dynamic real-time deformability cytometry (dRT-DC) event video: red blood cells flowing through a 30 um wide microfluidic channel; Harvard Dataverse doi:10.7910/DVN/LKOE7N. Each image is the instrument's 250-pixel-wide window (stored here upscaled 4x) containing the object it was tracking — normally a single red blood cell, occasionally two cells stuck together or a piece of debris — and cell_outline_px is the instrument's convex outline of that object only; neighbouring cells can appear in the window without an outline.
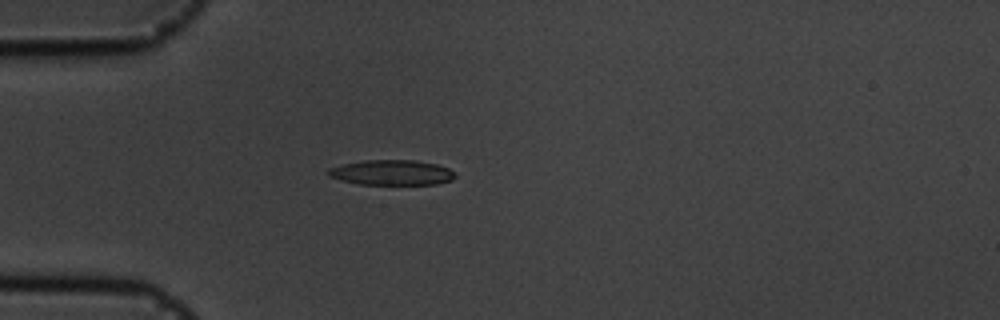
{"species": "common noctule bat (a hibernating species)", "species_latin": "Nyctalus noctula", "temperature_condition": "cold", "stored_images_in_passage": 41, "camera_frame_rate_fps": 3000, "um_per_image_px": 0.085, "animal": {"sex": "male", "body_mass_g": 19.5, "forearm_length_mm": 54.6}, "frame": {"image": 1, "passage_image": 1, "time_ms": 0.0, "image_size_px": [1000, 320], "cell_outline_px": [[456, 176], [452, 180], [436, 184], [360, 184], [328, 176], [324, 172], [328, 168], [344, 164], [364, 160], [416, 160], [436, 164], [448, 168]], "centroid_in_image_um": [33.28, 14.66], "position_along_channel_um": 51.7, "area_um2": 18.5}}
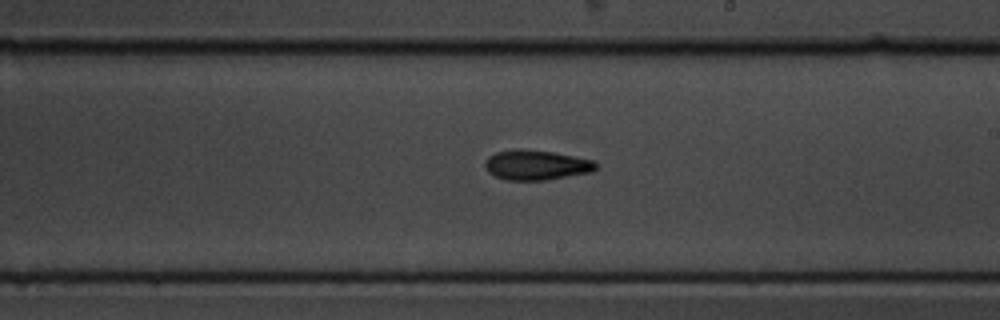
{"frame": {"image": 2, "passage_image": 18, "time_ms": 5.667, "image_size_px": [1000, 320], "cell_outline_px": [[600, 164], [592, 172], [548, 180], [504, 180], [488, 172], [484, 164], [488, 156], [496, 152], [516, 148], [520, 148], [552, 152], [596, 160]], "centroid_in_image_um": [45.61, 14.02], "position_along_channel_um": 243.4, "area_um2": 19.65}}
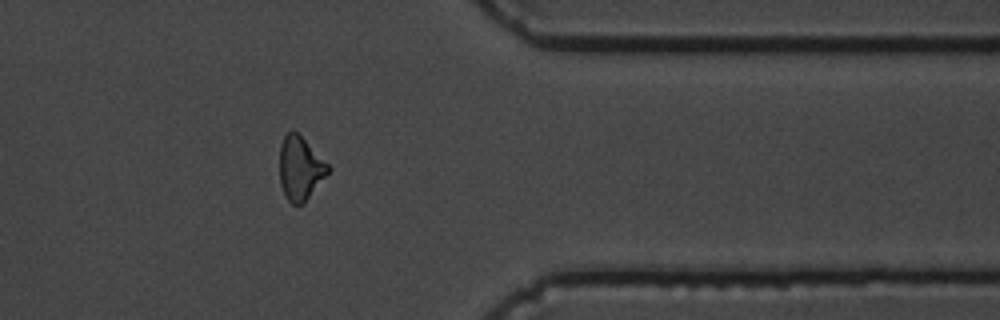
{"frame": {"image": 3, "passage_image": 31, "time_ms": 10.0, "image_size_px": [1000, 320], "cell_outline_px": [[332, 168], [308, 196], [300, 204], [292, 204], [288, 200], [280, 184], [280, 144], [284, 136], [292, 128]], "centroid_in_image_um": [25.49, 14.27], "position_along_channel_um": 385.9, "area_um2": 17.4}, "authors_computed_cell_mechanics": {"area_um2": 18.7272, "velocity_mm_per_s": 3.5794, "shape_relaxation_time_tau1_ms": 6.0039, "shape_relaxation_time_tau2_ms": 3.6288, "deformation_change_tau1": 0.1652, "deformation_change_tau2": 0.122}}